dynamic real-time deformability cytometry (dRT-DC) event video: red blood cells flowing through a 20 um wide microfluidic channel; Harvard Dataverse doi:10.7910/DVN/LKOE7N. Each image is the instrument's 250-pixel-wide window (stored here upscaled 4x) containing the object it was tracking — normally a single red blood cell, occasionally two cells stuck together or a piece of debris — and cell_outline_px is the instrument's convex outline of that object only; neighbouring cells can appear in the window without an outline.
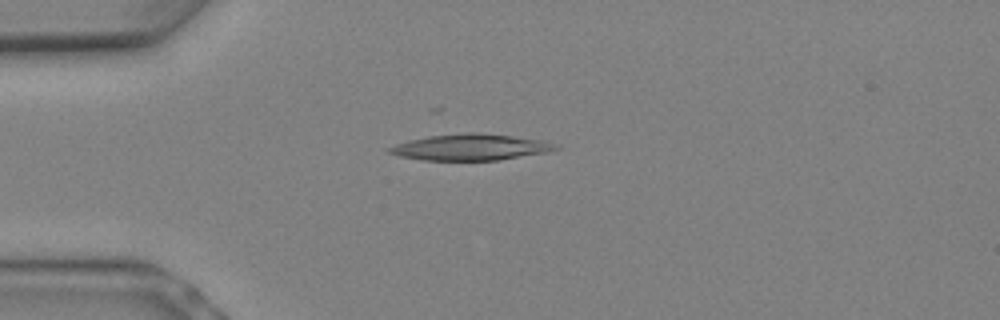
{"species": "Egyptian fruit bat (a non-hibernating species)", "species_latin": "Rousettus aegyptiacus", "temperature_condition": "warm", "stored_images_in_passage": 7, "camera_frame_rate_fps": 3000, "um_per_image_px": 0.085, "animal": {"sex": "female"}, "frame": {"image": 1, "passage_image": 5, "time_ms": 1.333, "image_size_px": [1000, 320], "cell_outline_px": [[560, 148], [548, 152], [496, 160], [420, 160], [400, 156], [388, 152], [384, 148], [408, 140], [428, 136], [468, 132], [476, 132], [512, 136], [544, 140], [560, 144]], "centroid_in_image_um": [40.0, 12.5], "position_along_channel_um": 45.0, "area_um2": 25.55}}
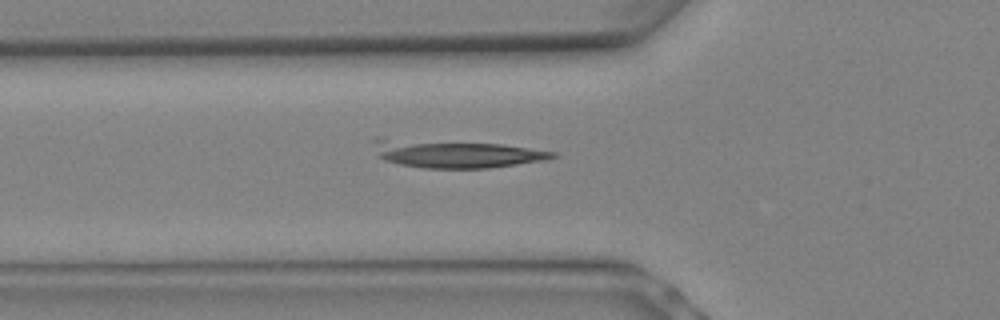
{"frame": {"image": 2, "passage_image": 7, "time_ms": 2.0, "image_size_px": [1000, 320], "cell_outline_px": [[560, 156], [548, 160], [488, 168], [424, 168], [400, 164], [384, 160], [380, 156], [372, 140], [376, 136], [380, 136], [504, 144], [556, 152]], "centroid_in_image_um": [38.71, 13.04], "position_along_channel_um": 87.1, "area_um2": 29.71}}